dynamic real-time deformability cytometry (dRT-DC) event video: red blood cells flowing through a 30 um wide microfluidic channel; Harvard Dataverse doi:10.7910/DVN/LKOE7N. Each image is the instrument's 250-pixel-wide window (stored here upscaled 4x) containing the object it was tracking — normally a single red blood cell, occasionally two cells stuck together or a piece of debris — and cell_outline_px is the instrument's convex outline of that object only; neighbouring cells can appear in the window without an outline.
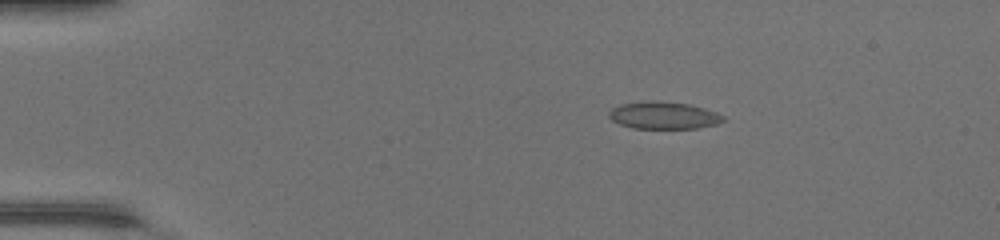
{"species": "common noctule bat (a hibernating species)", "species_latin": "Nyctalus noctula", "temperature_condition": "warm", "stored_images_in_passage": 48, "camera_frame_rate_fps": 3000, "um_per_image_px": 0.085, "animal": {"sex": "female", "body_mass_g": 17.0, "forearm_length_mm": 48.0}, "frame": {"image": 1, "passage_image": 9, "time_ms": 2.667, "image_size_px": [1000, 240], "cell_outline_px": [[724, 120], [716, 124], [696, 128], [632, 128], [620, 124], [612, 120], [608, 116], [608, 112], [612, 108], [620, 104], [644, 100], [656, 100], [688, 104], [704, 108], [716, 112], [724, 116]], "centroid_in_image_um": [56.36, 9.79], "position_along_channel_um": 28.6, "area_um2": 18.21}}
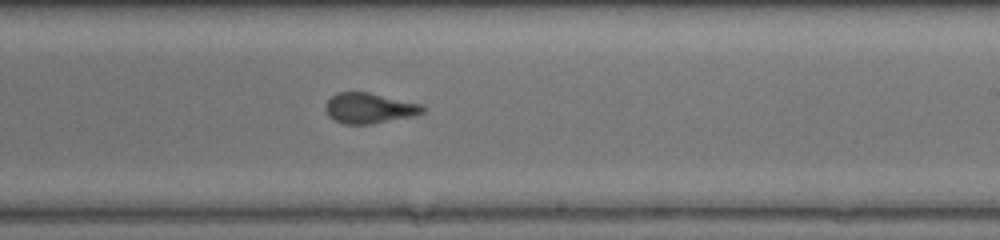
{"frame": {"image": 2, "passage_image": 30, "time_ms": 9.667, "image_size_px": [1000, 240], "cell_outline_px": [[428, 108], [424, 112], [416, 116], [372, 124], [344, 124], [332, 120], [328, 116], [324, 108], [324, 104], [336, 92], [368, 92], [420, 104]], "centroid_in_image_um": [31.38, 9.21], "position_along_channel_um": 257.6, "area_um2": 17.51}}
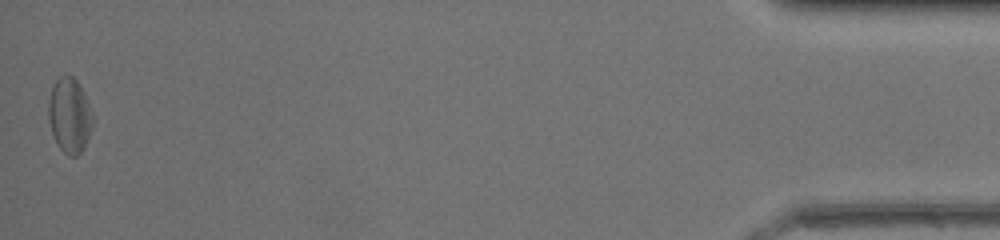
{"frame": {"image": 3, "passage_image": 48, "time_ms": 15.667, "image_size_px": [1000, 240], "cell_outline_px": [[92, 128], [84, 148], [76, 156], [68, 156], [60, 148], [52, 132], [48, 120], [48, 100], [52, 84], [60, 76], [72, 76], [80, 84], [92, 112]], "centroid_in_image_um": [5.9, 9.79], "position_along_channel_um": 429.3, "area_um2": 19.31}, "authors_computed_cell_mechanics": {"area_um2": 17.8602, "velocity_mm_per_s": 4.374, "shape_relaxation_time_tau1_ms": 3.2742, "shape_relaxation_time_tau2_ms": 1.2739, "deformation_change_tau1": 0.1388, "deformation_change_tau2": 0.0878}}